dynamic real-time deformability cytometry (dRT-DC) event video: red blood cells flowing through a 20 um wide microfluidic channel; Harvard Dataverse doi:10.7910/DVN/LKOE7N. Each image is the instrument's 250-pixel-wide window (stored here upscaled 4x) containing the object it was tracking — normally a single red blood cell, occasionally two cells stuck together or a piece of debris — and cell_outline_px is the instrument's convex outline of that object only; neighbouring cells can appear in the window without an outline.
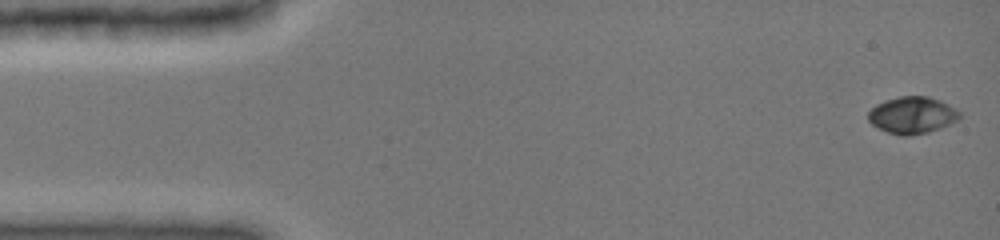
{"species": "common noctule bat (a hibernating species)", "species_latin": "Nyctalus noctula", "temperature_condition": "cold", "stored_images_in_passage": 47, "camera_frame_rate_fps": 3000, "um_per_image_px": 0.085, "animal": {"sex": "female", "body_mass_g": 19.0, "forearm_length_mm": 51.5}, "frame": {"image": 1, "passage_image": 1, "time_ms": 0.0, "image_size_px": [1000, 240], "cell_outline_px": [[960, 120], [940, 128], [928, 132], [908, 136], [900, 136], [888, 132], [872, 124], [868, 120], [868, 112], [876, 104], [900, 96], [928, 96], [940, 100], [948, 104], [960, 112]], "centroid_in_image_um": [77.56, 9.79], "position_along_channel_um": 7.4, "area_um2": 19.59}}
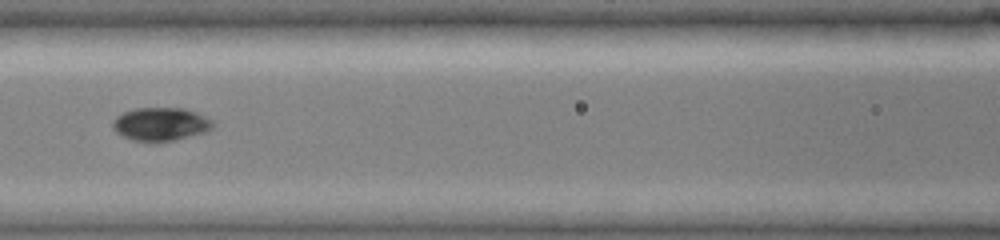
{"frame": {"image": 2, "passage_image": 21, "time_ms": 6.667, "image_size_px": [1000, 240], "cell_outline_px": [[216, 124], [212, 128], [204, 132], [172, 140], [152, 144], [136, 140], [124, 136], [116, 132], [112, 128], [112, 120], [116, 116], [124, 112], [136, 108], [184, 108], [196, 112], [212, 120]], "centroid_in_image_um": [13.64, 10.56], "position_along_channel_um": 153.0, "area_um2": 19.54}}
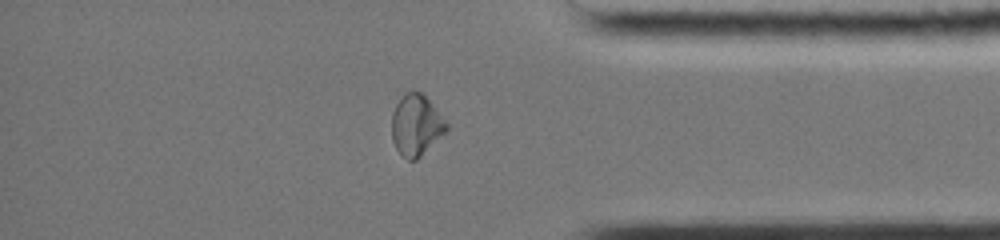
{"frame": {"image": 3, "passage_image": 40, "time_ms": 13.0, "image_size_px": [1000, 240], "cell_outline_px": [[448, 132], [416, 160], [408, 160], [396, 148], [392, 140], [392, 112], [396, 104], [412, 88], [420, 92], [428, 100], [448, 124]], "centroid_in_image_um": [35.39, 10.65], "position_along_channel_um": 399.8, "area_um2": 19.36}, "authors_computed_cell_mechanics": {"area_um2": 19.1896, "velocity_mm_per_s": 3.998, "shape_relaxation_time_tau1_ms": 5.0708, "shape_relaxation_time_tau2_ms": 3.2642, "deformation_change_tau1": 0.1595, "deformation_change_tau2": 0.0394}}